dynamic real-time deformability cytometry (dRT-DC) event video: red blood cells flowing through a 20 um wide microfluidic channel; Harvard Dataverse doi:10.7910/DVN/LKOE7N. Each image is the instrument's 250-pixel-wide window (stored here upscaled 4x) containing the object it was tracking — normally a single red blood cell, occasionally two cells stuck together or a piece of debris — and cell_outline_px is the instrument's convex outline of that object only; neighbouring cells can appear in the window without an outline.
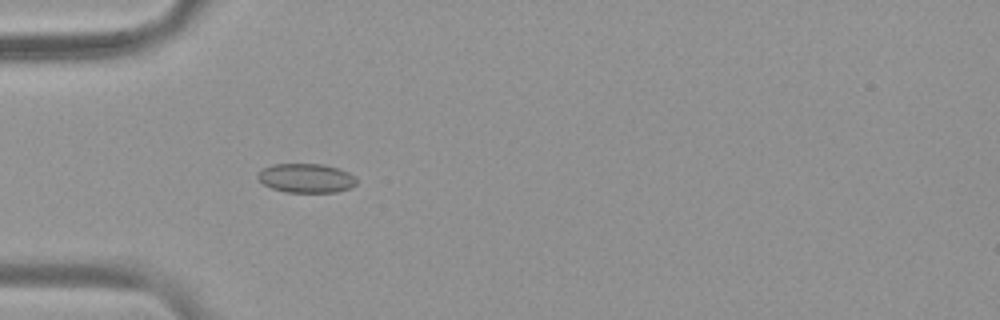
{"species": "common noctule bat (a hibernating species)", "species_latin": "Nyctalus noctula", "temperature_condition": "warm", "stored_images_in_passage": 55, "camera_frame_rate_fps": 3000, "um_per_image_px": 0.085, "animal": {"sex": "female", "body_mass_g": 19.9}, "frame": {"image": 1, "passage_image": 18, "time_ms": 5.667, "image_size_px": [1000, 320], "cell_outline_px": [[356, 184], [352, 188], [336, 192], [284, 192], [272, 188], [264, 184], [256, 176], [260, 168], [272, 164], [324, 164], [348, 172], [356, 176]], "centroid_in_image_um": [26.02, 15.14], "position_along_channel_um": 59.0, "area_um2": 16.94}}
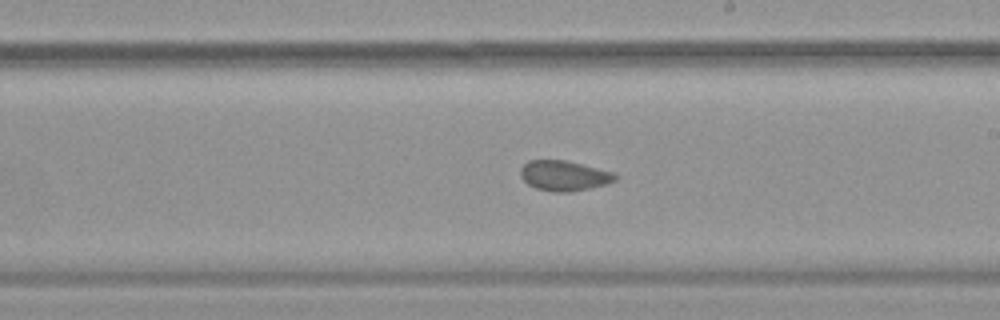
{"frame": {"image": 2, "passage_image": 33, "time_ms": 10.667, "image_size_px": [1000, 320], "cell_outline_px": [[616, 180], [604, 184], [588, 188], [568, 192], [552, 192], [536, 188], [528, 184], [520, 176], [520, 168], [528, 160], [564, 160], [616, 172]], "centroid_in_image_um": [47.92, 14.92], "position_along_channel_um": 241.1, "area_um2": 16.59}}
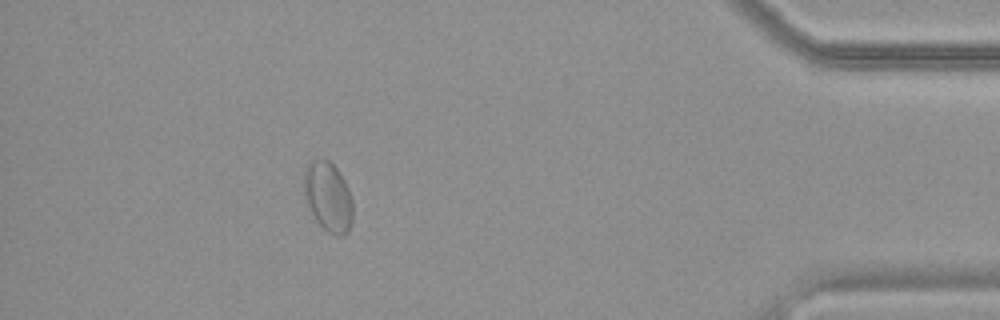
{"frame": {"image": 3, "passage_image": 50, "time_ms": 16.333, "image_size_px": [1000, 320], "cell_outline_px": [[352, 220], [348, 232], [344, 236], [336, 236], [328, 232], [316, 220], [304, 200], [304, 168], [308, 160], [328, 160], [336, 168], [344, 180], [348, 188], [352, 200]], "centroid_in_image_um": [27.87, 16.73], "position_along_channel_um": 407.3, "area_um2": 19.94}, "authors_computed_cell_mechanics": {"area_um2": 17.1088, "velocity_mm_per_s": 3.7462, "shape_relaxation_time_tau1_ms": null, "shape_relaxation_time_tau2_ms": 1.3878, "deformation_change_tau1": null, "deformation_change_tau2": 0.0526}}